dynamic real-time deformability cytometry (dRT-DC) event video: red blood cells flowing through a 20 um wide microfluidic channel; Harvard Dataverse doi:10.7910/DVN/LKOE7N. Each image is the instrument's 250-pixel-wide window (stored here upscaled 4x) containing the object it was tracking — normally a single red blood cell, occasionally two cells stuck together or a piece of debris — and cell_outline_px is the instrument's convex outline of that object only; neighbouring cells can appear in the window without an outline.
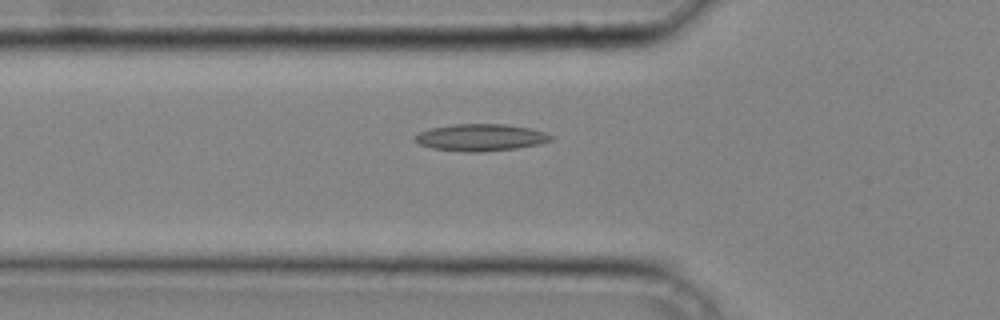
{"species": "common noctule bat (a hibernating species)", "species_latin": "Nyctalus noctula", "temperature_condition": "cold", "stored_images_in_passage": 27, "camera_frame_rate_fps": 3000, "um_per_image_px": 0.085, "animal": {"sex": "male", "body_mass_g": 20.4}, "frame": {"image": 1, "passage_image": 3, "time_ms": 0.667, "image_size_px": [1000, 320], "cell_outline_px": [[556, 136], [552, 140], [540, 144], [516, 148], [480, 152], [464, 152], [432, 148], [420, 144], [416, 140], [416, 136], [420, 132], [432, 128], [452, 124], [504, 124], [528, 128], [544, 132]], "centroid_in_image_um": [40.9, 11.69], "position_along_channel_um": 84.9, "area_um2": 21.21}}
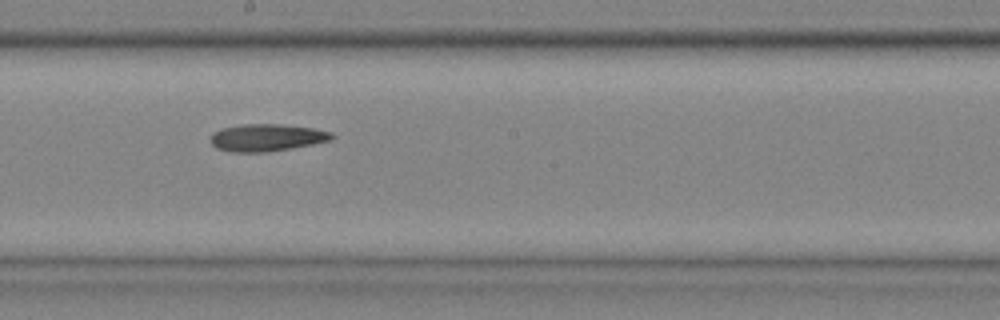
{"frame": {"image": 2, "passage_image": 12, "time_ms": 3.667, "image_size_px": [1000, 320], "cell_outline_px": [[336, 136], [332, 140], [292, 148], [264, 152], [232, 152], [216, 148], [212, 144], [212, 132], [224, 128], [244, 124], [280, 124], [312, 128], [332, 132]], "centroid_in_image_um": [22.71, 11.69], "position_along_channel_um": 225.5, "area_um2": 19.13}}
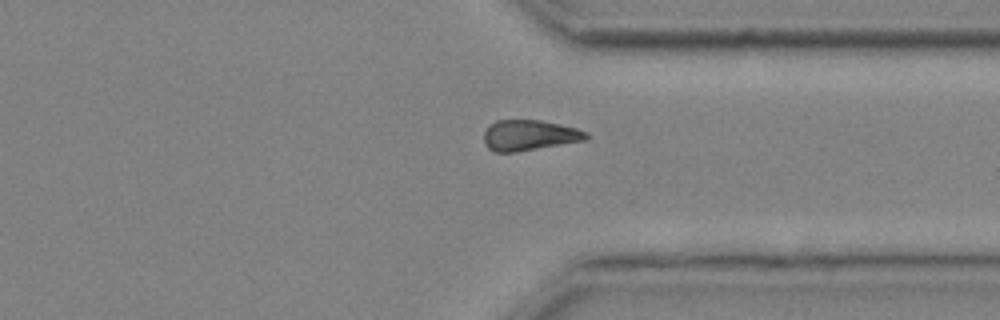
{"frame": {"image": 3, "passage_image": 21, "time_ms": 6.667, "image_size_px": [1000, 320], "cell_outline_px": [[592, 136], [588, 140], [516, 152], [496, 152], [488, 148], [484, 144], [484, 132], [488, 124], [496, 120], [540, 120], [560, 124], [576, 128], [588, 132]], "centroid_in_image_um": [45.02, 11.49], "position_along_channel_um": 366.4, "area_um2": 18.55}}